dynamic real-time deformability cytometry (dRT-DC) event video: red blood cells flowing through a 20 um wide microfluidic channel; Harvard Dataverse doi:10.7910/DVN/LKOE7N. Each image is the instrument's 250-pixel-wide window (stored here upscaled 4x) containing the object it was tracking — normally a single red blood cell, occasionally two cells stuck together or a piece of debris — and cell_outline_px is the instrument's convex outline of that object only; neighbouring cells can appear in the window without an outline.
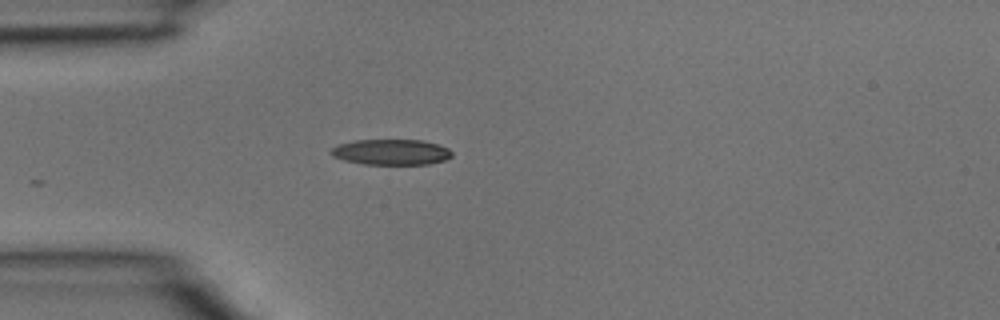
{"species": "common noctule bat (a hibernating species)", "species_latin": "Nyctalus noctula", "temperature_condition": "room temperature", "stored_images_in_passage": 2, "camera_frame_rate_fps": 3000, "um_per_image_px": 0.085, "animal": {"sex": "male", "body_mass_g": 15.6}, "frame": {"image": 1, "passage_image": 2, "time_ms": 0.333, "image_size_px": [1000, 320], "cell_outline_px": [[452, 156], [444, 160], [428, 164], [364, 164], [344, 160], [332, 156], [332, 148], [340, 144], [356, 140], [424, 140], [448, 148], [452, 152]], "centroid_in_image_um": [33.27, 12.92], "position_along_channel_um": 51.7, "area_um2": 17.86}}